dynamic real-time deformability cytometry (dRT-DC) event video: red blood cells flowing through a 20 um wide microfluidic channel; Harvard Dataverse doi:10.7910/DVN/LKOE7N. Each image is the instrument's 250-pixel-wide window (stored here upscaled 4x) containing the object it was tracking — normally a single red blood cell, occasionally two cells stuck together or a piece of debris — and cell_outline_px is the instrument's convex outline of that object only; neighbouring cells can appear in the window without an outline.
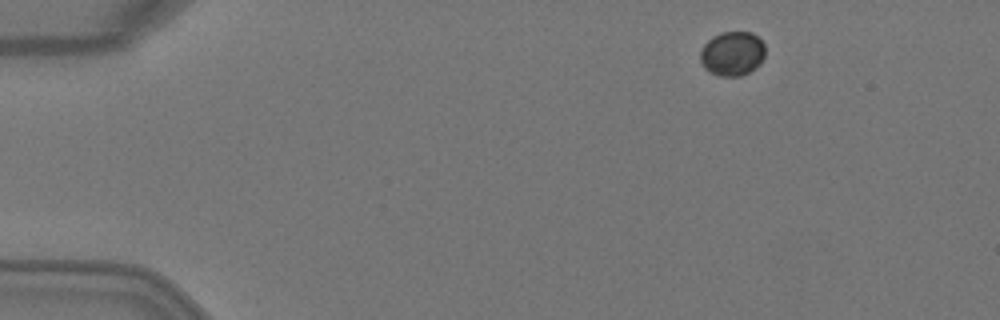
{"species": "Egyptian fruit bat (a non-hibernating species)", "species_latin": "Rousettus aegyptiacus", "temperature_condition": "warm", "stored_images_in_passage": 4, "camera_frame_rate_fps": 3000, "um_per_image_px": 0.085, "animal": {"sex": "female"}, "frame": {"image": 1, "passage_image": 1, "time_ms": 0.0, "image_size_px": [1000, 320], "cell_outline_px": [[764, 56], [760, 64], [756, 68], [740, 76], [720, 76], [704, 68], [700, 60], [700, 52], [704, 44], [712, 36], [720, 32], [752, 32], [764, 44]], "centroid_in_image_um": [62.24, 4.55], "position_along_channel_um": 22.8, "area_um2": 16.76}}